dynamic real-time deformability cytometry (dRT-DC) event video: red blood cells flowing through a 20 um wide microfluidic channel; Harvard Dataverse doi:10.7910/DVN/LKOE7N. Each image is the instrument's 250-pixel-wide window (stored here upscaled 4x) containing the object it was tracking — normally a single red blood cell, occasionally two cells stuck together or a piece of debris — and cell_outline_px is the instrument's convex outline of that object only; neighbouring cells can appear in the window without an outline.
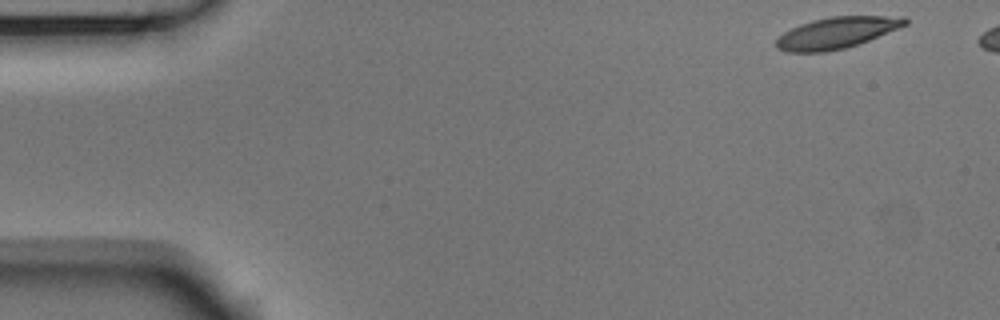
{"species": "Egyptian fruit bat (a non-hibernating species)", "species_latin": "Rousettus aegyptiacus", "temperature_condition": "room temperature", "stored_images_in_passage": 46, "camera_frame_rate_fps": 3000, "um_per_image_px": 0.085, "animal": {"sex": "male"}, "frame": {"image": 1, "passage_image": 1, "time_ms": 0.0, "image_size_px": [1000, 320], "cell_outline_px": [[908, 24], [900, 28], [868, 40], [844, 48], [824, 52], [788, 52], [776, 48], [776, 40], [784, 32], [800, 24], [812, 20], [832, 16], [904, 16], [908, 20]], "centroid_in_image_um": [71.13, 2.78], "position_along_channel_um": 13.9, "area_um2": 23.41}}
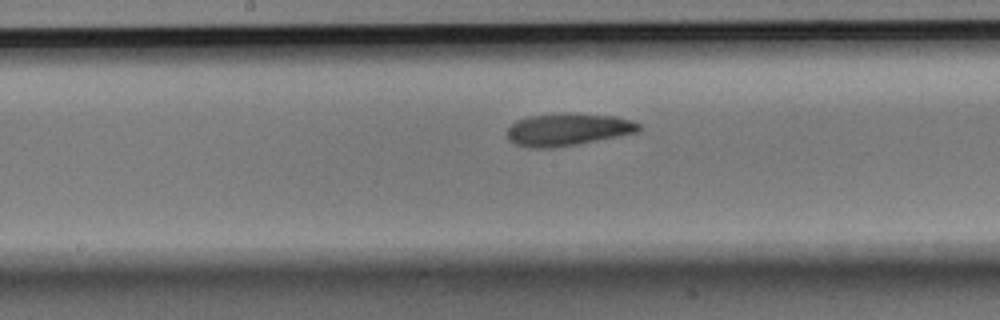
{"frame": {"image": 2, "passage_image": 25, "time_ms": 8.0, "image_size_px": [1000, 320], "cell_outline_px": [[644, 128], [636, 132], [620, 136], [576, 144], [552, 148], [528, 148], [516, 144], [508, 140], [508, 128], [516, 120], [528, 116], [560, 112], [576, 112], [616, 116], [632, 120], [640, 124]], "centroid_in_image_um": [48.28, 10.98], "position_along_channel_um": 199.9, "area_um2": 25.37}}
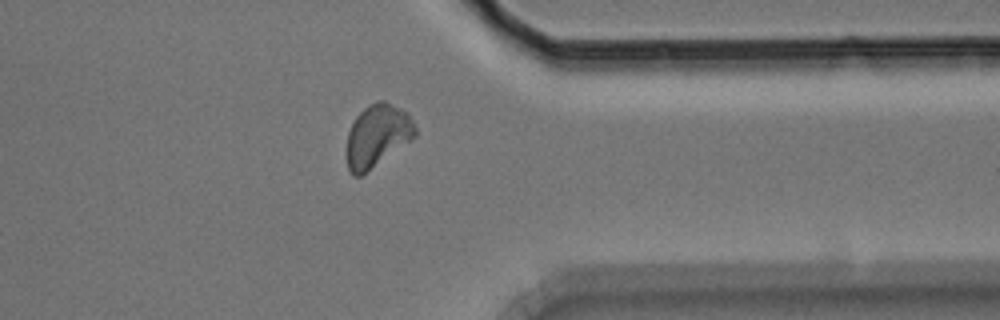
{"frame": {"image": 3, "passage_image": 40, "time_ms": 13.0, "image_size_px": [1000, 320], "cell_outline_px": [[416, 136], [360, 176], [352, 176], [348, 168], [348, 132], [356, 116], [368, 104], [376, 100], [384, 100], [408, 112], [416, 128]], "centroid_in_image_um": [32.08, 11.49], "position_along_channel_um": 379.3, "area_um2": 24.57}}